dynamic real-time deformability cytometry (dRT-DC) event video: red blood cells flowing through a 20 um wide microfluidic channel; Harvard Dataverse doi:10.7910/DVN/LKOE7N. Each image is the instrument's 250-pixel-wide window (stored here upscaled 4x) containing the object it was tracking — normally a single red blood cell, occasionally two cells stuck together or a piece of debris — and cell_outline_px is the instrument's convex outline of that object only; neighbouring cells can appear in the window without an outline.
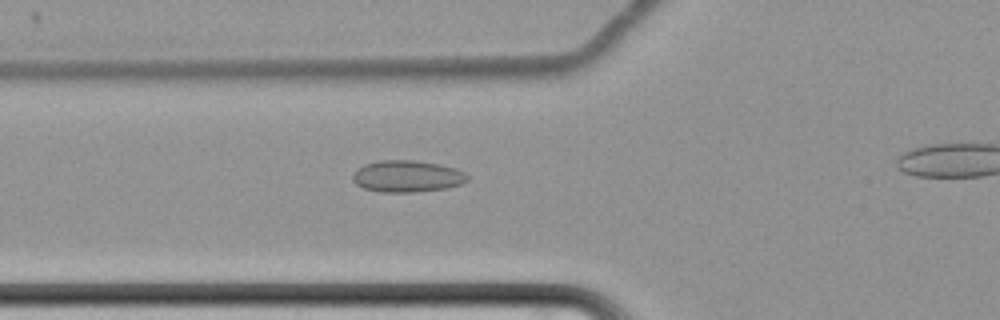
{"species": "common noctule bat (a hibernating species)", "species_latin": "Nyctalus noctula", "temperature_condition": "cold", "stored_images_in_passage": 47, "camera_frame_rate_fps": 3000, "um_per_image_px": 0.085, "animal": {"sex": "female", "body_mass_g": 22.7, "forearm_length_mm": 54.2}, "frame": {"image": 1, "passage_image": 16, "time_ms": 5.0, "image_size_px": [1000, 320], "cell_outline_px": [[468, 180], [460, 184], [448, 188], [412, 192], [380, 192], [364, 188], [356, 184], [352, 180], [352, 176], [356, 168], [364, 164], [380, 160], [412, 160], [440, 164], [456, 168], [464, 172], [468, 176]], "centroid_in_image_um": [34.59, 14.98], "position_along_channel_um": 91.2, "area_um2": 21.33}}
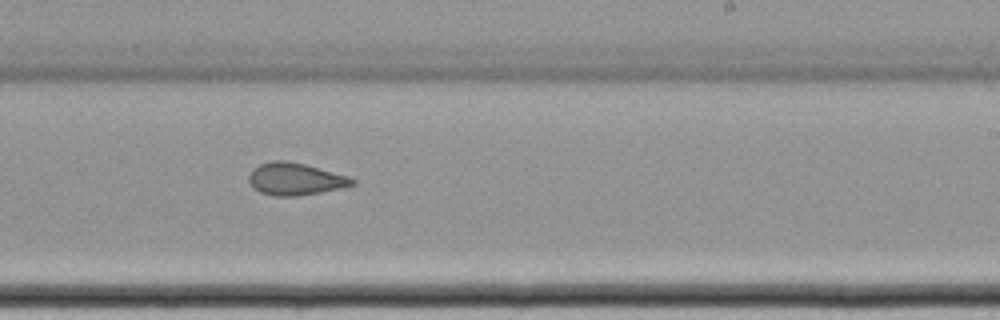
{"frame": {"image": 2, "passage_image": 31, "time_ms": 10.0, "image_size_px": [1000, 320], "cell_outline_px": [[356, 184], [340, 188], [320, 192], [296, 196], [272, 196], [260, 192], [252, 188], [248, 180], [248, 176], [252, 168], [260, 164], [272, 160], [284, 160], [304, 164], [348, 176], [356, 180]], "centroid_in_image_um": [25.05, 15.22], "position_along_channel_um": 263.9, "area_um2": 19.48}}
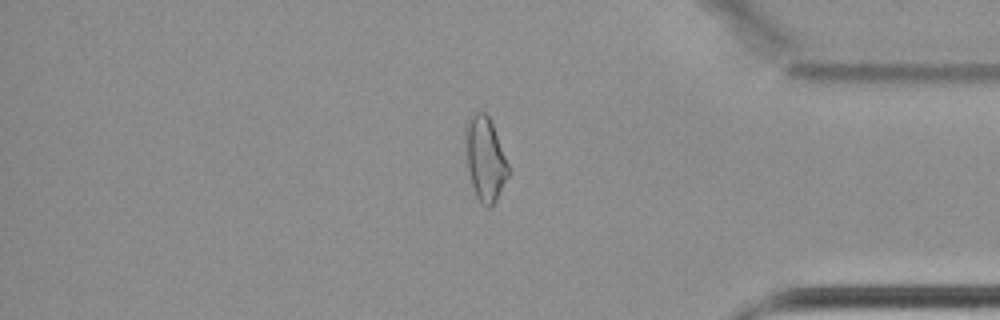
{"frame": {"image": 3, "passage_image": 44, "time_ms": 14.333, "image_size_px": [1000, 320], "cell_outline_px": [[512, 172], [496, 200], [488, 208], [476, 196], [472, 184], [468, 168], [464, 132], [464, 124], [476, 112], [484, 112], [488, 116], [492, 124]], "centroid_in_image_um": [41.26, 13.5], "position_along_channel_um": 393.9, "area_um2": 20.87}}